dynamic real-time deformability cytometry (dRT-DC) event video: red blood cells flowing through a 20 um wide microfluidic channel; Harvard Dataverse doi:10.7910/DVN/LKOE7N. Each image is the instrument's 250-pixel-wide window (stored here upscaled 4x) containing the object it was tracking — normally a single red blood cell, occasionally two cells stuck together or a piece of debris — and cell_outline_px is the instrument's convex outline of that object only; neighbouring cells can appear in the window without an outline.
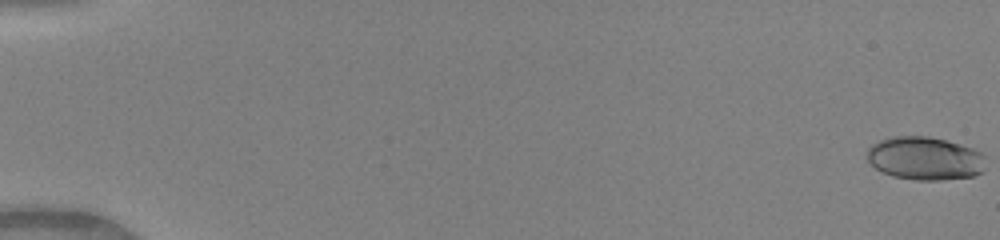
{"species": "human", "species_latin": "Homo sapiens", "temperature_condition": "warm", "stored_images_in_passage": 50, "camera_frame_rate_fps": 3000, "um_per_image_px": 0.085, "donor": {"sex": "female"}, "frame": {"image": 1, "passage_image": 1, "time_ms": 0.0, "image_size_px": [1000, 240], "cell_outline_px": [[984, 172], [972, 176], [940, 180], [912, 180], [892, 176], [876, 168], [868, 160], [868, 148], [872, 144], [880, 140], [892, 136], [928, 136], [960, 144], [972, 148], [980, 152], [984, 156]], "centroid_in_image_um": [78.62, 13.46], "position_along_channel_um": 6.4, "area_um2": 29.82}}
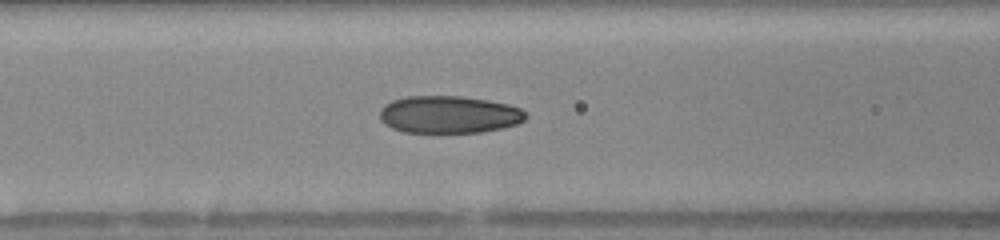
{"frame": {"image": 2, "passage_image": 23, "time_ms": 7.333, "image_size_px": [1000, 240], "cell_outline_px": [[528, 116], [524, 120], [516, 124], [504, 128], [480, 132], [404, 132], [392, 128], [384, 124], [380, 120], [380, 108], [384, 104], [392, 100], [408, 96], [464, 96], [488, 100], [508, 104], [520, 108]], "centroid_in_image_um": [38.15, 9.73], "position_along_channel_um": 128.5, "area_um2": 31.96}}
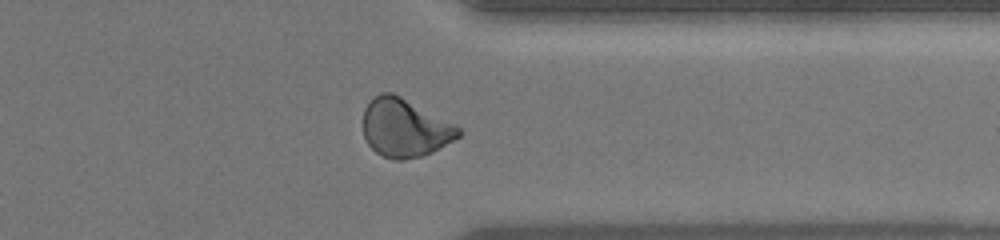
{"frame": {"image": 3, "passage_image": 41, "time_ms": 13.333, "image_size_px": [1000, 240], "cell_outline_px": [[464, 132], [460, 136], [432, 152], [424, 156], [404, 160], [396, 160], [384, 156], [376, 152], [368, 144], [364, 136], [364, 108], [380, 92], [392, 92], [456, 124]], "centroid_in_image_um": [34.43, 10.88], "position_along_channel_um": 377.0, "area_um2": 32.31}, "authors_computed_cell_mechanics": {"area_um2": 31.1831, "velocity_mm_per_s": 4.1642, "shape_relaxation_time_tau1_ms": 5.3221, "shape_relaxation_time_tau2_ms": 1.0249, "deformation_change_tau1": 0.1844, "deformation_change_tau2": 0.0583}}